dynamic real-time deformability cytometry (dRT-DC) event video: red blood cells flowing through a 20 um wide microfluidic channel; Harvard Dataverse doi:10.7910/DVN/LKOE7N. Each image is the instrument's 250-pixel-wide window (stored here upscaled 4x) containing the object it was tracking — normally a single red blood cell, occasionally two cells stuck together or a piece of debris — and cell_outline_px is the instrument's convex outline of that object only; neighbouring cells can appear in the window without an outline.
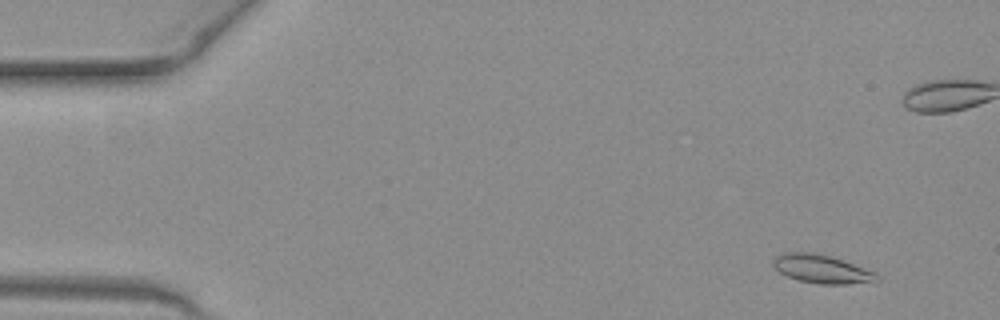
{"species": "common noctule bat (a hibernating species)", "species_latin": "Nyctalus noctula", "temperature_condition": "warm", "stored_images_in_passage": 26, "camera_frame_rate_fps": 3000, "um_per_image_px": 0.085, "animal": {"sex": "female", "body_mass_g": 19.3, "forearm_length_mm": 54.1}, "frame": {"image": 1, "passage_image": 5, "time_ms": 1.333, "image_size_px": [1000, 320], "cell_outline_px": [[880, 280], [848, 284], [820, 284], [800, 280], [788, 276], [780, 272], [772, 264], [772, 260], [780, 252], [812, 252], [832, 256], [876, 272], [880, 276]], "centroid_in_image_um": [69.85, 22.85], "position_along_channel_um": 15.2, "area_um2": 17.22}}
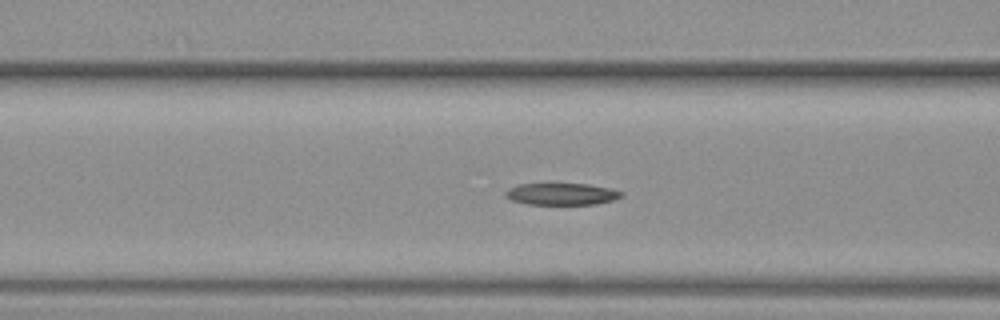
{"frame": {"image": 2, "passage_image": 21, "time_ms": 6.667, "image_size_px": [1000, 320], "cell_outline_px": [[624, 196], [612, 200], [596, 204], [528, 204], [512, 200], [504, 196], [504, 192], [508, 188], [516, 184], [588, 184], [612, 188], [624, 192]], "centroid_in_image_um": [47.75, 16.48], "position_along_channel_um": 118.9, "area_um2": 14.85}}
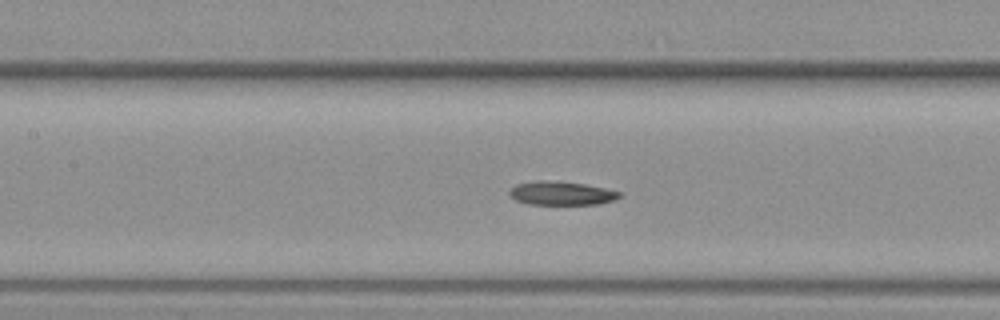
{"frame": {"image": 3, "passage_image": 24, "time_ms": 7.667, "image_size_px": [1000, 320], "cell_outline_px": [[620, 196], [616, 200], [596, 204], [528, 204], [516, 200], [508, 192], [516, 184], [536, 180], [544, 180], [584, 184], [604, 188], [620, 192]], "centroid_in_image_um": [47.71, 16.43], "position_along_channel_um": 159.7, "area_um2": 14.97}}